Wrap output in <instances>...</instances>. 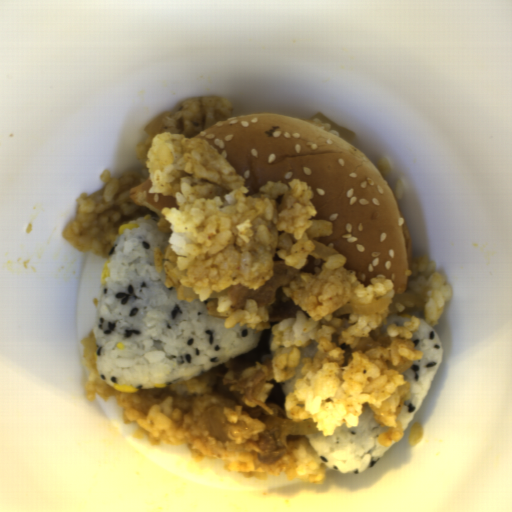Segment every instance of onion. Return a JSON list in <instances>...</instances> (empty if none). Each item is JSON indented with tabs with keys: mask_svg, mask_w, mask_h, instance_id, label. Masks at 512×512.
<instances>
[{
	"mask_svg": "<svg viewBox=\"0 0 512 512\" xmlns=\"http://www.w3.org/2000/svg\"><path fill=\"white\" fill-rule=\"evenodd\" d=\"M270 430L287 435H314L319 432L315 420H291L278 415H263L259 418Z\"/></svg>",
	"mask_w": 512,
	"mask_h": 512,
	"instance_id": "1",
	"label": "onion"
},
{
	"mask_svg": "<svg viewBox=\"0 0 512 512\" xmlns=\"http://www.w3.org/2000/svg\"><path fill=\"white\" fill-rule=\"evenodd\" d=\"M226 426L227 419L223 407L215 404L205 409V428L216 441L225 443L229 440L225 431Z\"/></svg>",
	"mask_w": 512,
	"mask_h": 512,
	"instance_id": "2",
	"label": "onion"
},
{
	"mask_svg": "<svg viewBox=\"0 0 512 512\" xmlns=\"http://www.w3.org/2000/svg\"><path fill=\"white\" fill-rule=\"evenodd\" d=\"M391 303L389 297H383L374 303L350 302L346 303L336 311L333 316L340 317L342 315H369L379 313Z\"/></svg>",
	"mask_w": 512,
	"mask_h": 512,
	"instance_id": "3",
	"label": "onion"
},
{
	"mask_svg": "<svg viewBox=\"0 0 512 512\" xmlns=\"http://www.w3.org/2000/svg\"><path fill=\"white\" fill-rule=\"evenodd\" d=\"M311 120L312 119H317L319 121H321L322 123L324 124H329L330 127V131H336L339 135L340 138H342L343 140H345L346 142H349L353 136H354V131L339 124L338 122L334 121L333 119L327 117L326 115L322 114L321 112H317L313 117L310 118Z\"/></svg>",
	"mask_w": 512,
	"mask_h": 512,
	"instance_id": "4",
	"label": "onion"
},
{
	"mask_svg": "<svg viewBox=\"0 0 512 512\" xmlns=\"http://www.w3.org/2000/svg\"><path fill=\"white\" fill-rule=\"evenodd\" d=\"M173 161V155L169 148L166 146L164 142H160L155 159L152 163L151 173H154L157 170H165L168 165H170Z\"/></svg>",
	"mask_w": 512,
	"mask_h": 512,
	"instance_id": "5",
	"label": "onion"
},
{
	"mask_svg": "<svg viewBox=\"0 0 512 512\" xmlns=\"http://www.w3.org/2000/svg\"><path fill=\"white\" fill-rule=\"evenodd\" d=\"M340 253H342V252L339 251L338 249H336L335 247H332V246H329V245H326L324 243L314 240L313 251L311 252V254L309 256L319 258V259L326 261L330 257L337 256Z\"/></svg>",
	"mask_w": 512,
	"mask_h": 512,
	"instance_id": "6",
	"label": "onion"
},
{
	"mask_svg": "<svg viewBox=\"0 0 512 512\" xmlns=\"http://www.w3.org/2000/svg\"><path fill=\"white\" fill-rule=\"evenodd\" d=\"M170 115H171V111L161 113L159 116H157L155 119H153L152 121H150L148 123V125L144 129V132L147 135H150L151 137L154 138L162 131V129L165 126L166 119H167V117H170Z\"/></svg>",
	"mask_w": 512,
	"mask_h": 512,
	"instance_id": "7",
	"label": "onion"
}]
</instances>
